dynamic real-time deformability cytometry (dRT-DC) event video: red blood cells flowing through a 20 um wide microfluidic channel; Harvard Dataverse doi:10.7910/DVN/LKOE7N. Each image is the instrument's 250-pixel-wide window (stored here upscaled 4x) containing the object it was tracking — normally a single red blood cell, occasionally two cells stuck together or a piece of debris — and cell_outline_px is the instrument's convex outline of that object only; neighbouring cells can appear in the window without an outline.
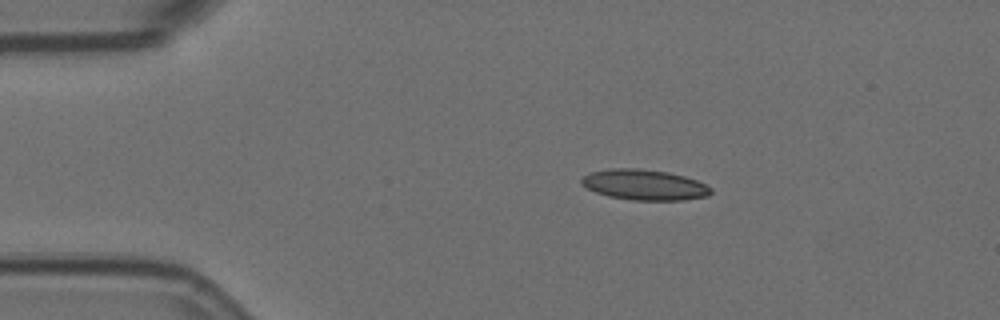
{"species": "Egyptian fruit bat (a non-hibernating species)", "species_latin": "Rousettus aegyptiacus", "temperature_condition": "room temperature", "stored_images_in_passage": 3, "camera_frame_rate_fps": 3000, "um_per_image_px": 0.085, "animal": {"sex": "female"}, "frame": {"image": 1, "passage_image": 3, "time_ms": 0.667, "image_size_px": [1000, 320], "cell_outline_px": [[712, 192], [708, 196], [684, 200], [632, 200], [608, 196], [596, 192], [580, 184], [580, 180], [588, 172], [608, 168], [636, 168], [668, 172], [684, 176], [696, 180], [712, 188]], "centroid_in_image_um": [54.75, 15.7], "position_along_channel_um": 30.3, "area_um2": 23.12}}